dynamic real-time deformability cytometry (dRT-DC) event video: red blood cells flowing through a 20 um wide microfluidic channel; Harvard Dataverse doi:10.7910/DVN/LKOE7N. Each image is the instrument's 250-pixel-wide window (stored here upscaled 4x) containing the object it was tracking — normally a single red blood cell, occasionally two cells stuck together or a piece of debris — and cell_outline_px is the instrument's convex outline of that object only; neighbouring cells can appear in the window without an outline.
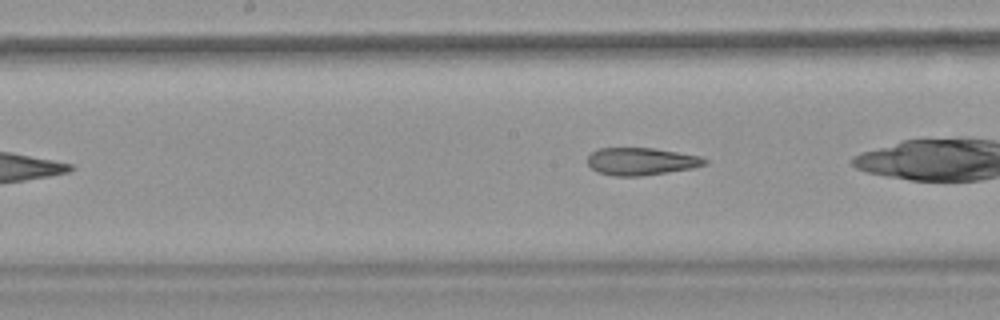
{"species": "common noctule bat (a hibernating species)", "species_latin": "Nyctalus noctula", "temperature_condition": "warm", "stored_images_in_passage": 6, "camera_frame_rate_fps": 3000, "um_per_image_px": 0.085, "animal": {"sex": "female", "body_mass_g": 18.4}, "frame": {"image": 1, "passage_image": 6, "time_ms": 6.0, "image_size_px": [1000, 320], "cell_outline_px": [[708, 164], [692, 168], [668, 172], [640, 176], [616, 176], [596, 172], [588, 164], [588, 156], [596, 148], [652, 148], [700, 156], [708, 160]], "centroid_in_image_um": [54.49, 13.72], "position_along_channel_um": 193.7, "area_um2": 18.73}}